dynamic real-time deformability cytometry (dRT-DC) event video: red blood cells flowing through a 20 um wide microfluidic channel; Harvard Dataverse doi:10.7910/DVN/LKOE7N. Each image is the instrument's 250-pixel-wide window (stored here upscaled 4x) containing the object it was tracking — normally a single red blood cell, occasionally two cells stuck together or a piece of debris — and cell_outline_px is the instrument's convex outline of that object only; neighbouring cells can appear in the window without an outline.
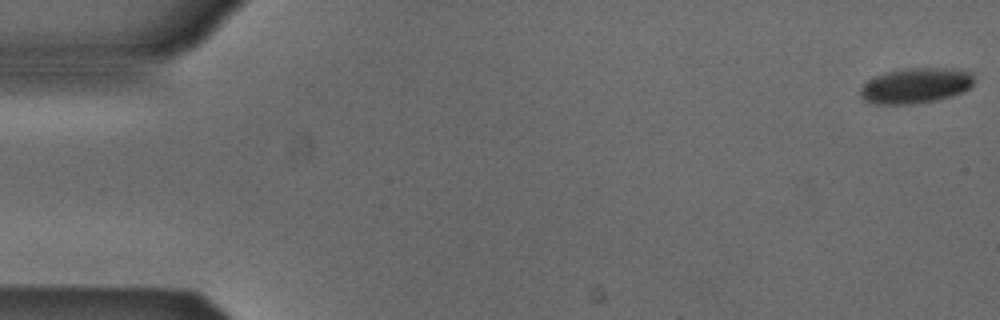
{"species": "Egyptian fruit bat (a non-hibernating species)", "species_latin": "Rousettus aegyptiacus", "temperature_condition": "cold", "stored_images_in_passage": 42, "camera_frame_rate_fps": 3000, "um_per_image_px": 0.085, "animal": {"sex": "male"}, "frame": {"image": 1, "passage_image": 1, "time_ms": 0.0, "image_size_px": [1000, 320], "cell_outline_px": [[972, 84], [964, 92], [952, 96], [936, 100], [912, 104], [872, 104], [864, 100], [860, 96], [860, 88], [872, 76], [884, 72], [908, 68], [952, 68], [972, 72]], "centroid_in_image_um": [77.79, 7.27], "position_along_channel_um": 7.2, "area_um2": 23.64}}
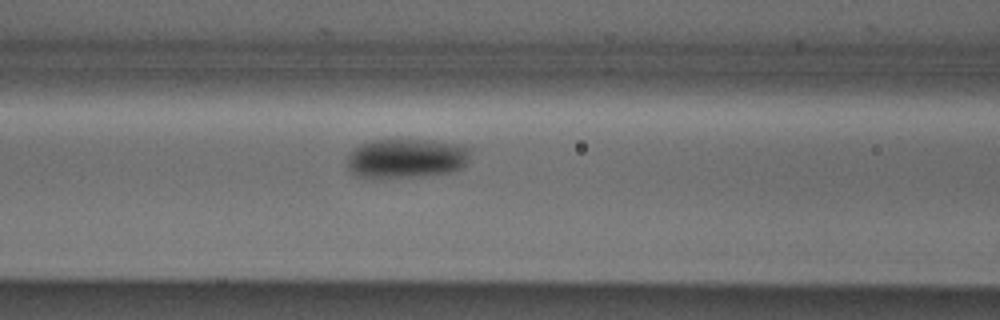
{"frame": {"image": 2, "passage_image": 22, "time_ms": 7.0, "image_size_px": [1000, 320], "cell_outline_px": [[468, 164], [464, 168], [452, 172], [380, 180], [364, 180], [348, 172], [348, 152], [360, 144], [372, 140], [432, 140], [464, 144], [468, 148]], "centroid_in_image_um": [34.48, 13.49], "position_along_channel_um": 132.1, "area_um2": 29.36}}
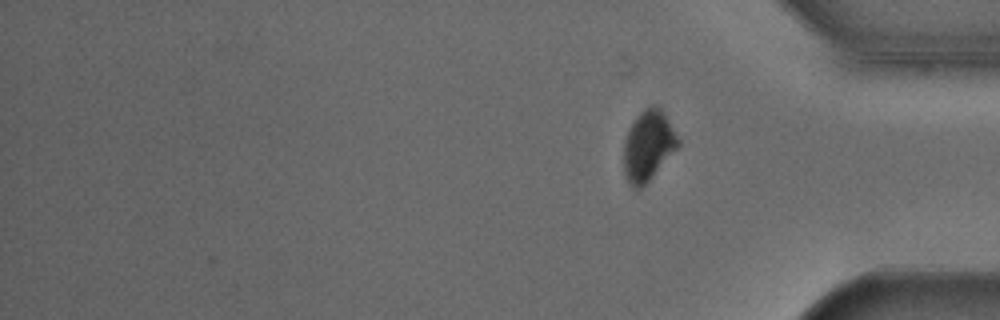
{"frame": {"image": 3, "passage_image": 42, "time_ms": 13.667, "image_size_px": [1000, 320], "cell_outline_px": [[680, 144], [652, 176], [636, 192], [628, 184], [624, 176], [624, 140], [628, 128], [636, 116], [644, 108], [652, 104], [656, 104], [660, 108], [680, 140]], "centroid_in_image_um": [55.05, 12.38], "position_along_channel_um": 380.1, "area_um2": 22.2}, "authors_computed_cell_mechanics": {"area_um2": 27.166, "velocity_mm_per_s": 3.865, "shape_relaxation_time_tau1_ms": 3.0586, "shape_relaxation_time_tau2_ms": null, "deformation_change_tau1": 0.0862, "deformation_change_tau2": null}}